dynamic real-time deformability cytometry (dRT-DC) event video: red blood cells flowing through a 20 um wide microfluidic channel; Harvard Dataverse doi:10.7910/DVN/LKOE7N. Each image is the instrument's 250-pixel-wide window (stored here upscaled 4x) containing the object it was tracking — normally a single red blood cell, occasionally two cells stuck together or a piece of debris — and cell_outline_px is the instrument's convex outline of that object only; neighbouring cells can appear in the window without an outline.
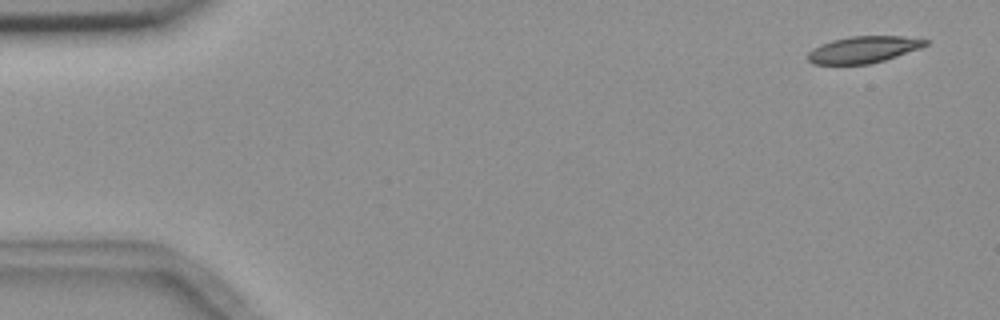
{"species": "common noctule bat (a hibernating species)", "species_latin": "Nyctalus noctula", "temperature_condition": "room temperature", "stored_images_in_passage": 5, "camera_frame_rate_fps": 3000, "um_per_image_px": 0.085, "animal": {"sex": "female", "body_mass_g": 18.4}, "frame": {"image": 1, "passage_image": 1, "time_ms": 0.0, "image_size_px": [1000, 320], "cell_outline_px": [[928, 44], [920, 48], [884, 60], [868, 64], [812, 64], [808, 60], [808, 52], [812, 48], [820, 44], [832, 40], [848, 36], [904, 36], [928, 40]], "centroid_in_image_um": [73.36, 4.2], "position_along_channel_um": 11.6, "area_um2": 18.26}}